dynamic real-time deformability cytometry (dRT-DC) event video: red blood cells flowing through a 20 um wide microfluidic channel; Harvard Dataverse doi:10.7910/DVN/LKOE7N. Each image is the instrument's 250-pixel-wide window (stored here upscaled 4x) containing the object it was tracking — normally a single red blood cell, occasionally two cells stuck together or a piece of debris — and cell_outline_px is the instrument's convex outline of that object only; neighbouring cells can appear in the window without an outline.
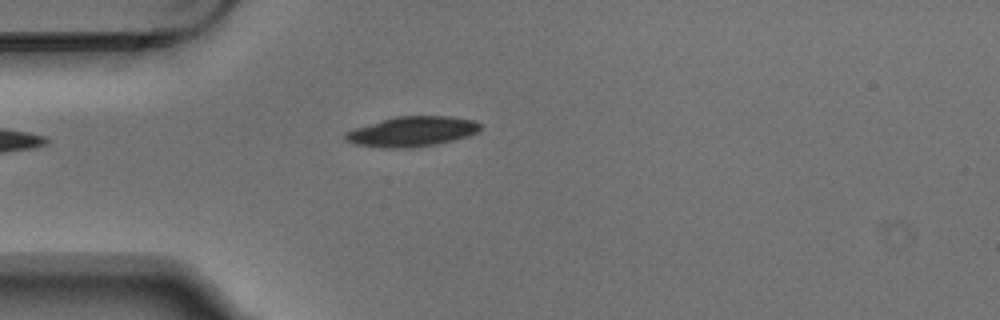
{"species": "Egyptian fruit bat (a non-hibernating species)", "species_latin": "Rousettus aegyptiacus", "temperature_condition": "warm", "stored_images_in_passage": 5, "camera_frame_rate_fps": 3000, "um_per_image_px": 0.085, "animal": {"sex": "male"}, "frame": {"image": 1, "passage_image": 5, "time_ms": 1.333, "image_size_px": [1000, 320], "cell_outline_px": [[480, 128], [476, 132], [468, 136], [436, 144], [408, 148], [384, 148], [356, 144], [344, 140], [344, 132], [356, 128], [396, 116], [448, 116], [472, 120], [480, 124]], "centroid_in_image_um": [34.99, 11.18], "position_along_channel_um": 50.0, "area_um2": 23.29}}